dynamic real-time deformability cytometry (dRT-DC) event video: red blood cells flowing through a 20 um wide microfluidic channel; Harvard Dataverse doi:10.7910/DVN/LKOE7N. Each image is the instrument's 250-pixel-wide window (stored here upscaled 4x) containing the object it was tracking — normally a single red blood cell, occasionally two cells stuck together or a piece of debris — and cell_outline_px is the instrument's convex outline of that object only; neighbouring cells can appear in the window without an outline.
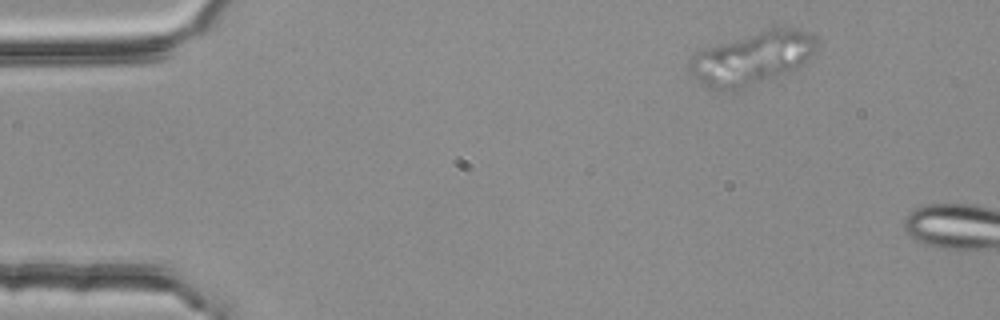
{"species": "common noctule bat (a hibernating species)", "species_latin": "Nyctalus noctula", "temperature_condition": "room temperature", "stored_images_in_passage": 2, "segment_of_instrument_passage": [1, 2], "camera_frame_rate_fps": 3000, "um_per_image_px": 0.085, "animal": {"sex": "female", "body_mass_g": 25.1}, "frame": {"image": 1, "passage_image": 1, "time_ms": 0.0, "image_size_px": [1000, 320], "cell_outline_px": [[816, 48], [804, 64], [788, 72], [740, 92], [720, 92], [704, 88], [692, 76], [688, 68], [688, 60], [696, 52], [704, 48], [768, 28], [800, 28], [816, 36]], "centroid_in_image_um": [63.87, 5.01], "position_along_channel_um": 21.1, "area_um2": 40.17}}